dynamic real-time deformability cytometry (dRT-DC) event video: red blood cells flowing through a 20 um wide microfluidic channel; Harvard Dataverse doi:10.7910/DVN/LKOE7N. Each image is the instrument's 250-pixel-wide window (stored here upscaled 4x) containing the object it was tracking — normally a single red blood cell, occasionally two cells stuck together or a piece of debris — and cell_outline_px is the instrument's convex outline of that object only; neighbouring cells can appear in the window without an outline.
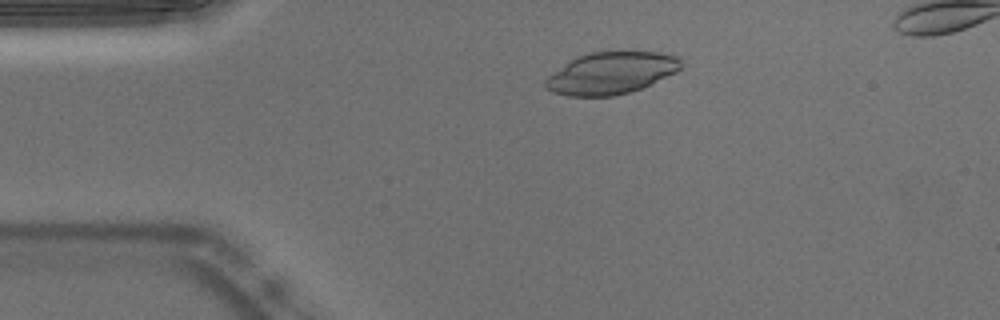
{"species": "Egyptian fruit bat (a non-hibernating species)", "species_latin": "Rousettus aegyptiacus", "temperature_condition": "warm", "stored_images_in_passage": 48, "camera_frame_rate_fps": 3000, "um_per_image_px": 0.085, "animal": {"sex": "male"}, "frame": {"image": 1, "passage_image": 8, "time_ms": 2.333, "image_size_px": [1000, 320], "cell_outline_px": [[680, 68], [676, 72], [640, 88], [628, 92], [612, 96], [568, 96], [552, 92], [544, 88], [544, 80], [548, 76], [568, 60], [576, 56], [588, 52], [660, 52], [676, 56], [680, 60]], "centroid_in_image_um": [51.87, 6.21], "position_along_channel_um": 33.1, "area_um2": 33.0}}